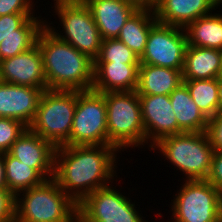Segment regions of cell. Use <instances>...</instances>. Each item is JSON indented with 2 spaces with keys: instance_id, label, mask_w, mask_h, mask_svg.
Here are the masks:
<instances>
[{
  "instance_id": "cell-1",
  "label": "cell",
  "mask_w": 222,
  "mask_h": 222,
  "mask_svg": "<svg viewBox=\"0 0 222 222\" xmlns=\"http://www.w3.org/2000/svg\"><path fill=\"white\" fill-rule=\"evenodd\" d=\"M118 152L113 145L57 147L53 179L79 204L88 194L113 183Z\"/></svg>"
},
{
  "instance_id": "cell-2",
  "label": "cell",
  "mask_w": 222,
  "mask_h": 222,
  "mask_svg": "<svg viewBox=\"0 0 222 222\" xmlns=\"http://www.w3.org/2000/svg\"><path fill=\"white\" fill-rule=\"evenodd\" d=\"M36 43L43 58V69L49 90H91L94 82V60L58 38L45 25Z\"/></svg>"
},
{
  "instance_id": "cell-3",
  "label": "cell",
  "mask_w": 222,
  "mask_h": 222,
  "mask_svg": "<svg viewBox=\"0 0 222 222\" xmlns=\"http://www.w3.org/2000/svg\"><path fill=\"white\" fill-rule=\"evenodd\" d=\"M15 203V222H78V204L53 178L20 192Z\"/></svg>"
},
{
  "instance_id": "cell-4",
  "label": "cell",
  "mask_w": 222,
  "mask_h": 222,
  "mask_svg": "<svg viewBox=\"0 0 222 222\" xmlns=\"http://www.w3.org/2000/svg\"><path fill=\"white\" fill-rule=\"evenodd\" d=\"M160 150L176 170L185 174L183 180H206L212 163L214 149L206 132H183L159 139L150 151ZM163 154V155H162Z\"/></svg>"
},
{
  "instance_id": "cell-5",
  "label": "cell",
  "mask_w": 222,
  "mask_h": 222,
  "mask_svg": "<svg viewBox=\"0 0 222 222\" xmlns=\"http://www.w3.org/2000/svg\"><path fill=\"white\" fill-rule=\"evenodd\" d=\"M108 145L120 152L146 145L141 104L136 91L105 92ZM140 146V147H139Z\"/></svg>"
},
{
  "instance_id": "cell-6",
  "label": "cell",
  "mask_w": 222,
  "mask_h": 222,
  "mask_svg": "<svg viewBox=\"0 0 222 222\" xmlns=\"http://www.w3.org/2000/svg\"><path fill=\"white\" fill-rule=\"evenodd\" d=\"M53 1H56L53 7H55V15H58L60 19V25L62 24L63 33L50 26L52 23H48L47 20H45V25L58 38L95 60L100 53L103 39L88 6L83 0Z\"/></svg>"
},
{
  "instance_id": "cell-7",
  "label": "cell",
  "mask_w": 222,
  "mask_h": 222,
  "mask_svg": "<svg viewBox=\"0 0 222 222\" xmlns=\"http://www.w3.org/2000/svg\"><path fill=\"white\" fill-rule=\"evenodd\" d=\"M76 109V90H44L35 118L28 127L56 148L70 137Z\"/></svg>"
},
{
  "instance_id": "cell-8",
  "label": "cell",
  "mask_w": 222,
  "mask_h": 222,
  "mask_svg": "<svg viewBox=\"0 0 222 222\" xmlns=\"http://www.w3.org/2000/svg\"><path fill=\"white\" fill-rule=\"evenodd\" d=\"M184 182L171 200L172 222H222V193L207 180Z\"/></svg>"
},
{
  "instance_id": "cell-9",
  "label": "cell",
  "mask_w": 222,
  "mask_h": 222,
  "mask_svg": "<svg viewBox=\"0 0 222 222\" xmlns=\"http://www.w3.org/2000/svg\"><path fill=\"white\" fill-rule=\"evenodd\" d=\"M108 145L104 93L76 90V109L69 140L63 146Z\"/></svg>"
},
{
  "instance_id": "cell-10",
  "label": "cell",
  "mask_w": 222,
  "mask_h": 222,
  "mask_svg": "<svg viewBox=\"0 0 222 222\" xmlns=\"http://www.w3.org/2000/svg\"><path fill=\"white\" fill-rule=\"evenodd\" d=\"M136 208L132 200L110 184L88 194L78 204V222H148Z\"/></svg>"
},
{
  "instance_id": "cell-11",
  "label": "cell",
  "mask_w": 222,
  "mask_h": 222,
  "mask_svg": "<svg viewBox=\"0 0 222 222\" xmlns=\"http://www.w3.org/2000/svg\"><path fill=\"white\" fill-rule=\"evenodd\" d=\"M184 28L157 22L148 34L140 64L183 69L188 46Z\"/></svg>"
},
{
  "instance_id": "cell-12",
  "label": "cell",
  "mask_w": 222,
  "mask_h": 222,
  "mask_svg": "<svg viewBox=\"0 0 222 222\" xmlns=\"http://www.w3.org/2000/svg\"><path fill=\"white\" fill-rule=\"evenodd\" d=\"M149 147L159 139L178 134V122L169 95L138 94ZM151 143V144H150Z\"/></svg>"
},
{
  "instance_id": "cell-13",
  "label": "cell",
  "mask_w": 222,
  "mask_h": 222,
  "mask_svg": "<svg viewBox=\"0 0 222 222\" xmlns=\"http://www.w3.org/2000/svg\"><path fill=\"white\" fill-rule=\"evenodd\" d=\"M0 81L22 86L47 88L43 58L36 43L30 49L0 61Z\"/></svg>"
},
{
  "instance_id": "cell-14",
  "label": "cell",
  "mask_w": 222,
  "mask_h": 222,
  "mask_svg": "<svg viewBox=\"0 0 222 222\" xmlns=\"http://www.w3.org/2000/svg\"><path fill=\"white\" fill-rule=\"evenodd\" d=\"M55 151L56 147L51 142L27 128L8 153L48 180L54 176Z\"/></svg>"
},
{
  "instance_id": "cell-15",
  "label": "cell",
  "mask_w": 222,
  "mask_h": 222,
  "mask_svg": "<svg viewBox=\"0 0 222 222\" xmlns=\"http://www.w3.org/2000/svg\"><path fill=\"white\" fill-rule=\"evenodd\" d=\"M47 88H36L0 81V117L33 122L40 97Z\"/></svg>"
},
{
  "instance_id": "cell-16",
  "label": "cell",
  "mask_w": 222,
  "mask_h": 222,
  "mask_svg": "<svg viewBox=\"0 0 222 222\" xmlns=\"http://www.w3.org/2000/svg\"><path fill=\"white\" fill-rule=\"evenodd\" d=\"M219 0H153L157 22L185 28L190 22L215 11Z\"/></svg>"
},
{
  "instance_id": "cell-17",
  "label": "cell",
  "mask_w": 222,
  "mask_h": 222,
  "mask_svg": "<svg viewBox=\"0 0 222 222\" xmlns=\"http://www.w3.org/2000/svg\"><path fill=\"white\" fill-rule=\"evenodd\" d=\"M103 40L117 38L128 18L140 7L131 0H83Z\"/></svg>"
},
{
  "instance_id": "cell-18",
  "label": "cell",
  "mask_w": 222,
  "mask_h": 222,
  "mask_svg": "<svg viewBox=\"0 0 222 222\" xmlns=\"http://www.w3.org/2000/svg\"><path fill=\"white\" fill-rule=\"evenodd\" d=\"M140 64L94 62L92 90L105 92L135 91Z\"/></svg>"
},
{
  "instance_id": "cell-19",
  "label": "cell",
  "mask_w": 222,
  "mask_h": 222,
  "mask_svg": "<svg viewBox=\"0 0 222 222\" xmlns=\"http://www.w3.org/2000/svg\"><path fill=\"white\" fill-rule=\"evenodd\" d=\"M181 83L182 69L140 64L135 91L137 94L170 95Z\"/></svg>"
},
{
  "instance_id": "cell-20",
  "label": "cell",
  "mask_w": 222,
  "mask_h": 222,
  "mask_svg": "<svg viewBox=\"0 0 222 222\" xmlns=\"http://www.w3.org/2000/svg\"><path fill=\"white\" fill-rule=\"evenodd\" d=\"M221 61L219 49L188 45L182 69L183 80L218 78Z\"/></svg>"
},
{
  "instance_id": "cell-21",
  "label": "cell",
  "mask_w": 222,
  "mask_h": 222,
  "mask_svg": "<svg viewBox=\"0 0 222 222\" xmlns=\"http://www.w3.org/2000/svg\"><path fill=\"white\" fill-rule=\"evenodd\" d=\"M169 96L178 122V134L206 132L208 119L191 98L184 82L175 88Z\"/></svg>"
},
{
  "instance_id": "cell-22",
  "label": "cell",
  "mask_w": 222,
  "mask_h": 222,
  "mask_svg": "<svg viewBox=\"0 0 222 222\" xmlns=\"http://www.w3.org/2000/svg\"><path fill=\"white\" fill-rule=\"evenodd\" d=\"M157 23L152 5L139 7L126 21L117 37L140 58L150 29Z\"/></svg>"
},
{
  "instance_id": "cell-23",
  "label": "cell",
  "mask_w": 222,
  "mask_h": 222,
  "mask_svg": "<svg viewBox=\"0 0 222 222\" xmlns=\"http://www.w3.org/2000/svg\"><path fill=\"white\" fill-rule=\"evenodd\" d=\"M184 30L188 45L222 50V14L202 16L190 22Z\"/></svg>"
},
{
  "instance_id": "cell-24",
  "label": "cell",
  "mask_w": 222,
  "mask_h": 222,
  "mask_svg": "<svg viewBox=\"0 0 222 222\" xmlns=\"http://www.w3.org/2000/svg\"><path fill=\"white\" fill-rule=\"evenodd\" d=\"M1 154L5 163L7 188L15 197L20 192L38 186L45 181L34 168L19 161L8 152Z\"/></svg>"
},
{
  "instance_id": "cell-25",
  "label": "cell",
  "mask_w": 222,
  "mask_h": 222,
  "mask_svg": "<svg viewBox=\"0 0 222 222\" xmlns=\"http://www.w3.org/2000/svg\"><path fill=\"white\" fill-rule=\"evenodd\" d=\"M44 26L45 20L43 18H28L18 28V35H10L0 43V61L14 57L33 47Z\"/></svg>"
},
{
  "instance_id": "cell-26",
  "label": "cell",
  "mask_w": 222,
  "mask_h": 222,
  "mask_svg": "<svg viewBox=\"0 0 222 222\" xmlns=\"http://www.w3.org/2000/svg\"><path fill=\"white\" fill-rule=\"evenodd\" d=\"M191 98L207 119L219 112L218 78L183 80Z\"/></svg>"
},
{
  "instance_id": "cell-27",
  "label": "cell",
  "mask_w": 222,
  "mask_h": 222,
  "mask_svg": "<svg viewBox=\"0 0 222 222\" xmlns=\"http://www.w3.org/2000/svg\"><path fill=\"white\" fill-rule=\"evenodd\" d=\"M94 62L140 64L138 56L117 38L102 40L100 53Z\"/></svg>"
},
{
  "instance_id": "cell-28",
  "label": "cell",
  "mask_w": 222,
  "mask_h": 222,
  "mask_svg": "<svg viewBox=\"0 0 222 222\" xmlns=\"http://www.w3.org/2000/svg\"><path fill=\"white\" fill-rule=\"evenodd\" d=\"M27 128L19 120L0 117V154L8 152Z\"/></svg>"
},
{
  "instance_id": "cell-29",
  "label": "cell",
  "mask_w": 222,
  "mask_h": 222,
  "mask_svg": "<svg viewBox=\"0 0 222 222\" xmlns=\"http://www.w3.org/2000/svg\"><path fill=\"white\" fill-rule=\"evenodd\" d=\"M34 15V13H14L0 16V43L10 35H18V28L28 18H41V15L38 17Z\"/></svg>"
},
{
  "instance_id": "cell-30",
  "label": "cell",
  "mask_w": 222,
  "mask_h": 222,
  "mask_svg": "<svg viewBox=\"0 0 222 222\" xmlns=\"http://www.w3.org/2000/svg\"><path fill=\"white\" fill-rule=\"evenodd\" d=\"M206 134L214 151H222V112L208 119Z\"/></svg>"
},
{
  "instance_id": "cell-31",
  "label": "cell",
  "mask_w": 222,
  "mask_h": 222,
  "mask_svg": "<svg viewBox=\"0 0 222 222\" xmlns=\"http://www.w3.org/2000/svg\"><path fill=\"white\" fill-rule=\"evenodd\" d=\"M15 196L8 189H0V222H15Z\"/></svg>"
},
{
  "instance_id": "cell-32",
  "label": "cell",
  "mask_w": 222,
  "mask_h": 222,
  "mask_svg": "<svg viewBox=\"0 0 222 222\" xmlns=\"http://www.w3.org/2000/svg\"><path fill=\"white\" fill-rule=\"evenodd\" d=\"M33 0H0V16L14 13H34ZM34 4V5H33Z\"/></svg>"
},
{
  "instance_id": "cell-33",
  "label": "cell",
  "mask_w": 222,
  "mask_h": 222,
  "mask_svg": "<svg viewBox=\"0 0 222 222\" xmlns=\"http://www.w3.org/2000/svg\"><path fill=\"white\" fill-rule=\"evenodd\" d=\"M206 180L222 193V151H214L211 169Z\"/></svg>"
},
{
  "instance_id": "cell-34",
  "label": "cell",
  "mask_w": 222,
  "mask_h": 222,
  "mask_svg": "<svg viewBox=\"0 0 222 222\" xmlns=\"http://www.w3.org/2000/svg\"><path fill=\"white\" fill-rule=\"evenodd\" d=\"M0 189H8L6 184L5 163L2 154H0Z\"/></svg>"
},
{
  "instance_id": "cell-35",
  "label": "cell",
  "mask_w": 222,
  "mask_h": 222,
  "mask_svg": "<svg viewBox=\"0 0 222 222\" xmlns=\"http://www.w3.org/2000/svg\"><path fill=\"white\" fill-rule=\"evenodd\" d=\"M219 112H222V77H218Z\"/></svg>"
},
{
  "instance_id": "cell-36",
  "label": "cell",
  "mask_w": 222,
  "mask_h": 222,
  "mask_svg": "<svg viewBox=\"0 0 222 222\" xmlns=\"http://www.w3.org/2000/svg\"><path fill=\"white\" fill-rule=\"evenodd\" d=\"M132 2L136 3L140 7L150 6L152 5V0H131Z\"/></svg>"
},
{
  "instance_id": "cell-37",
  "label": "cell",
  "mask_w": 222,
  "mask_h": 222,
  "mask_svg": "<svg viewBox=\"0 0 222 222\" xmlns=\"http://www.w3.org/2000/svg\"><path fill=\"white\" fill-rule=\"evenodd\" d=\"M221 54H222V50H221ZM218 77H222V61H221V67H220Z\"/></svg>"
}]
</instances>
